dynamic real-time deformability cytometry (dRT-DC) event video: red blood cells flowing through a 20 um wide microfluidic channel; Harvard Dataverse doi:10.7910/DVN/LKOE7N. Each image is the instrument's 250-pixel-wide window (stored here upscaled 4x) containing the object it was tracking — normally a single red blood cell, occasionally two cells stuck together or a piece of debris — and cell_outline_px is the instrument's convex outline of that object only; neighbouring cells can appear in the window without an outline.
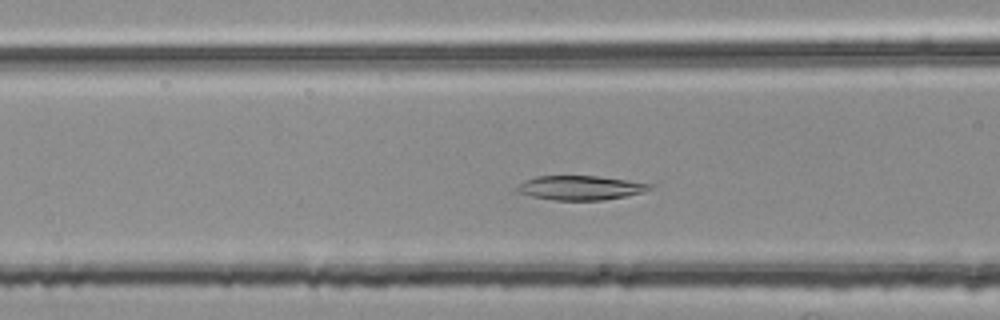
{"species": "common noctule bat (a hibernating species)", "species_latin": "Nyctalus noctula", "temperature_condition": "room temperature", "stored_images_in_passage": 40, "camera_frame_rate_fps": 3000, "um_per_image_px": 0.085, "animal": {"sex": "female", "body_mass_g": 25.1}, "frame": {"image": 1, "passage_image": 11, "time_ms": 3.333, "image_size_px": [1000, 320], "cell_outline_px": [[652, 188], [644, 192], [604, 200], [552, 200], [532, 196], [516, 192], [516, 188], [524, 180], [536, 176], [600, 176], [652, 184]], "centroid_in_image_um": [49.31, 15.96], "position_along_channel_um": 117.3, "area_um2": 18.73}}
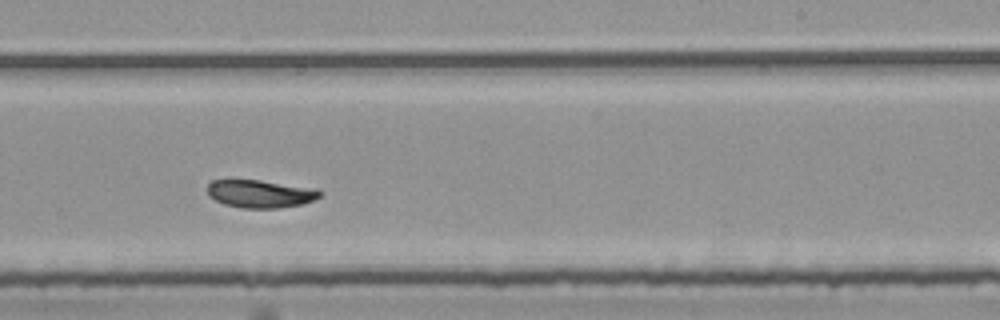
{"frame": {"image": 2, "passage_image": 23, "time_ms": 7.333, "image_size_px": [1000, 320], "cell_outline_px": [[320, 196], [312, 200], [300, 204], [280, 208], [244, 208], [224, 204], [208, 196], [208, 184], [212, 180], [260, 180], [316, 188], [320, 192]], "centroid_in_image_um": [22.1, 16.46], "position_along_channel_um": 266.9, "area_um2": 18.09}}
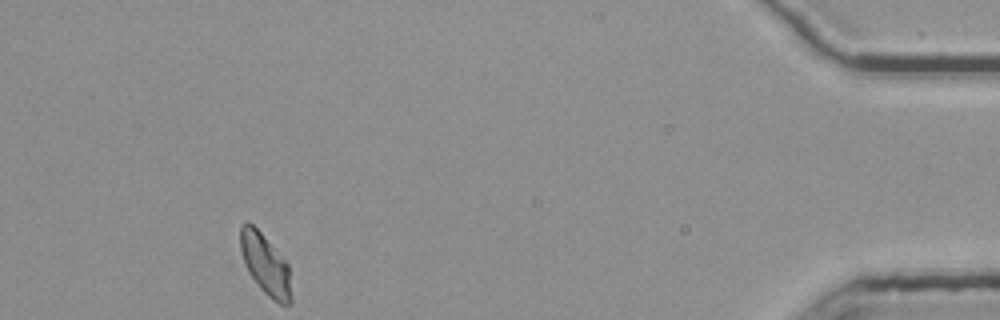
{"frame": {"image": 3, "passage_image": 40, "time_ms": 13.0, "image_size_px": [1000, 320], "cell_outline_px": [[292, 304], [280, 304], [272, 300], [260, 288], [248, 272], [244, 264], [240, 248], [240, 224], [248, 220], [260, 232], [288, 264], [292, 296]], "centroid_in_image_um": [22.55, 22.49], "position_along_channel_um": 412.7, "area_um2": 18.03}, "authors_computed_cell_mechanics": {"area_um2": 18.6116, "velocity_mm_per_s": 3.7473, "shape_relaxation_time_tau1_ms": 6.6182, "shape_relaxation_time_tau2_ms": 2.6129, "deformation_change_tau1": 0.1356, "deformation_change_tau2": 0.0603}}